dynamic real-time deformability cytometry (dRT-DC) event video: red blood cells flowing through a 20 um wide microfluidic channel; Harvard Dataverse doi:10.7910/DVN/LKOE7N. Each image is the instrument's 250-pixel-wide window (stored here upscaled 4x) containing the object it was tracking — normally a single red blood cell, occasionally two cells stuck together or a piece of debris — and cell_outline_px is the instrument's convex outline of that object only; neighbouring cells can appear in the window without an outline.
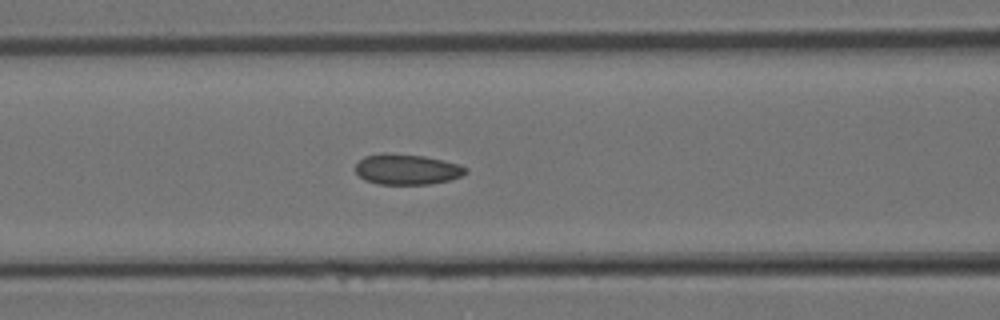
{"species": "Egyptian fruit bat (a non-hibernating species)", "species_latin": "Rousettus aegyptiacus", "temperature_condition": "room temperature", "stored_images_in_passage": 9, "camera_frame_rate_fps": 3000, "um_per_image_px": 0.085, "animal": {"sex": "female"}, "frame": {"image": 1, "passage_image": 9, "time_ms": 2.667, "image_size_px": [1000, 320], "cell_outline_px": [[468, 172], [460, 176], [448, 180], [428, 184], [380, 184], [364, 180], [352, 168], [364, 156], [380, 152], [388, 152], [424, 156], [444, 160], [460, 164], [468, 168]], "centroid_in_image_um": [34.56, 14.37], "position_along_channel_um": 132.0, "area_um2": 19.88}}